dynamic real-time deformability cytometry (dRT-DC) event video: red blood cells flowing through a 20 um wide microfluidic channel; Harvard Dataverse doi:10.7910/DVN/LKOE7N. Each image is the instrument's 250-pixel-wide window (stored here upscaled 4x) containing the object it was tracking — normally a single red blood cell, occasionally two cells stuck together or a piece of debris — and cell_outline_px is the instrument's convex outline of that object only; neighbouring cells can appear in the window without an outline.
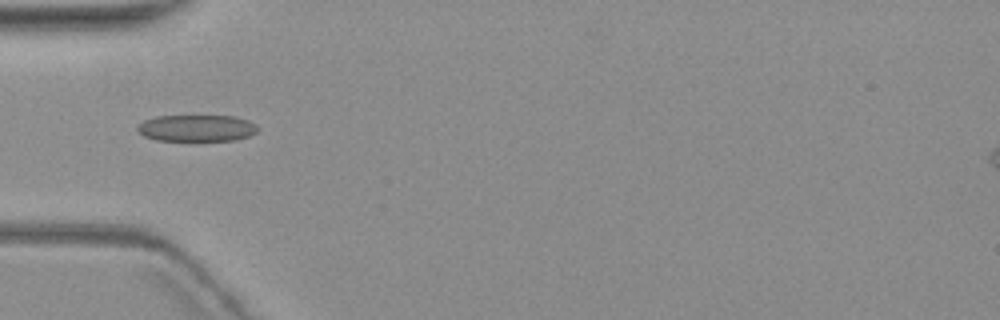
{"species": "common noctule bat (a hibernating species)", "species_latin": "Nyctalus noctula", "temperature_condition": "warm", "stored_images_in_passage": 15, "camera_frame_rate_fps": 3000, "um_per_image_px": 0.085, "animal": {"sex": "female", "body_mass_g": 19.3, "forearm_length_mm": 54.1}, "frame": {"image": 1, "passage_image": 5, "time_ms": 6.0, "image_size_px": [1000, 320], "cell_outline_px": [[256, 132], [248, 136], [236, 140], [200, 144], [156, 140], [144, 136], [136, 132], [136, 128], [144, 120], [156, 116], [236, 116], [248, 120], [256, 124]], "centroid_in_image_um": [16.7, 10.95], "position_along_channel_um": 68.3, "area_um2": 19.77}}
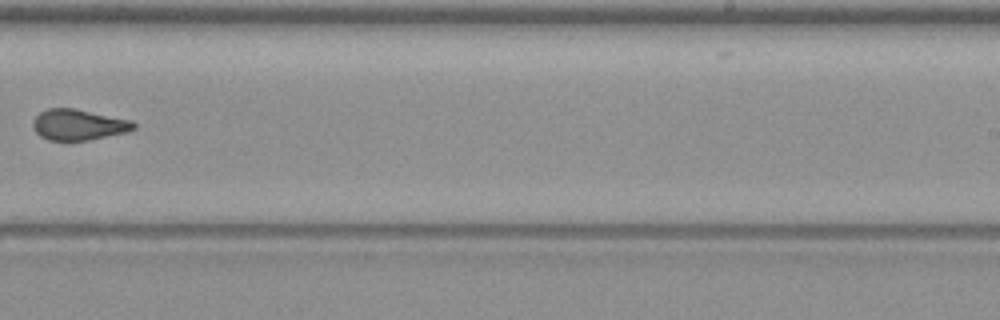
{"frame": {"image": 2, "passage_image": 10, "time_ms": 12.0, "image_size_px": [1000, 320], "cell_outline_px": [[136, 128], [128, 132], [88, 140], [48, 140], [40, 136], [36, 132], [32, 124], [32, 120], [40, 112], [48, 108], [76, 108], [132, 120], [136, 124]], "centroid_in_image_um": [6.69, 10.59], "position_along_channel_um": 282.3, "area_um2": 18.26}}
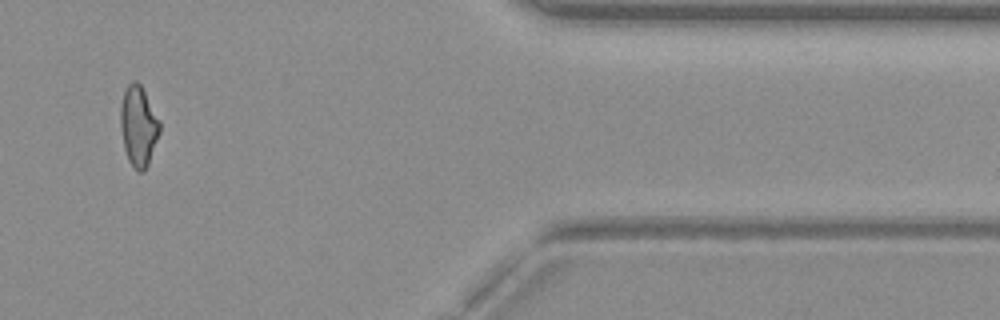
{"frame": {"image": 3, "passage_image": 13, "time_ms": 16.333, "image_size_px": [1000, 320], "cell_outline_px": [[160, 132], [148, 164], [144, 172], [140, 172], [128, 160], [124, 148], [120, 128], [120, 104], [124, 92], [128, 84], [132, 80], [136, 80], [140, 84], [160, 120]], "centroid_in_image_um": [11.76, 10.69], "position_along_channel_um": 399.6, "area_um2": 18.32}}